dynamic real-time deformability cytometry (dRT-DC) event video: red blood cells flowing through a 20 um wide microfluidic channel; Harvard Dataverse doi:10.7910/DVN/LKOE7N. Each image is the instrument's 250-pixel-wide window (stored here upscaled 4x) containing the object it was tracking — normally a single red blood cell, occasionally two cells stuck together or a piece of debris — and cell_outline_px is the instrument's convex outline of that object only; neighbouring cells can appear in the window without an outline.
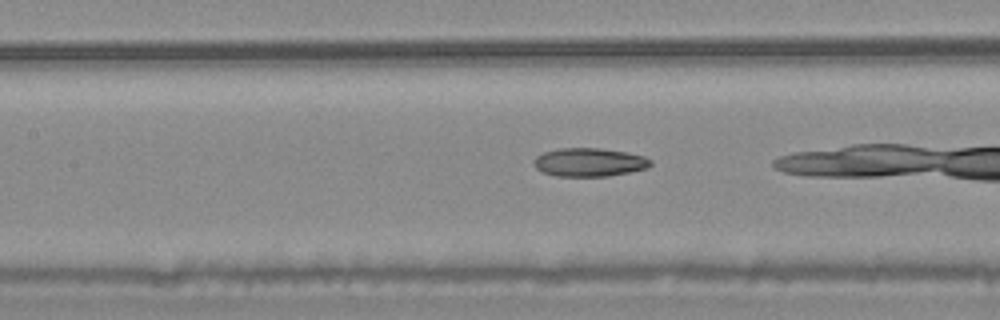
{"species": "common noctule bat (a hibernating species)", "species_latin": "Nyctalus noctula", "temperature_condition": "warm", "stored_images_in_passage": 23, "camera_frame_rate_fps": 3000, "um_per_image_px": 0.085, "animal": {"sex": "male", "body_mass_g": 20.4}, "frame": {"image": 1, "passage_image": 19, "time_ms": 6.0, "image_size_px": [1000, 320], "cell_outline_px": [[652, 164], [648, 168], [608, 176], [556, 176], [544, 172], [536, 168], [532, 164], [536, 156], [544, 152], [560, 148], [600, 148], [628, 152], [644, 156], [652, 160]], "centroid_in_image_um": [50.1, 13.78], "position_along_channel_um": 157.3, "area_um2": 19.42}}
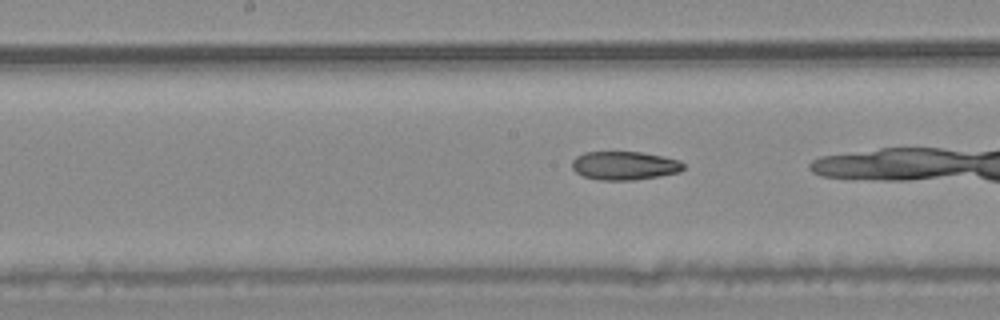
{"frame": {"image": 2, "passage_image": 22, "time_ms": 7.0, "image_size_px": [1000, 320], "cell_outline_px": [[684, 168], [680, 172], [660, 176], [632, 180], [600, 180], [584, 176], [576, 172], [572, 168], [572, 160], [576, 156], [584, 152], [640, 152], [680, 160], [684, 164]], "centroid_in_image_um": [53.08, 14.08], "position_along_channel_um": 195.1, "area_um2": 18.5}}